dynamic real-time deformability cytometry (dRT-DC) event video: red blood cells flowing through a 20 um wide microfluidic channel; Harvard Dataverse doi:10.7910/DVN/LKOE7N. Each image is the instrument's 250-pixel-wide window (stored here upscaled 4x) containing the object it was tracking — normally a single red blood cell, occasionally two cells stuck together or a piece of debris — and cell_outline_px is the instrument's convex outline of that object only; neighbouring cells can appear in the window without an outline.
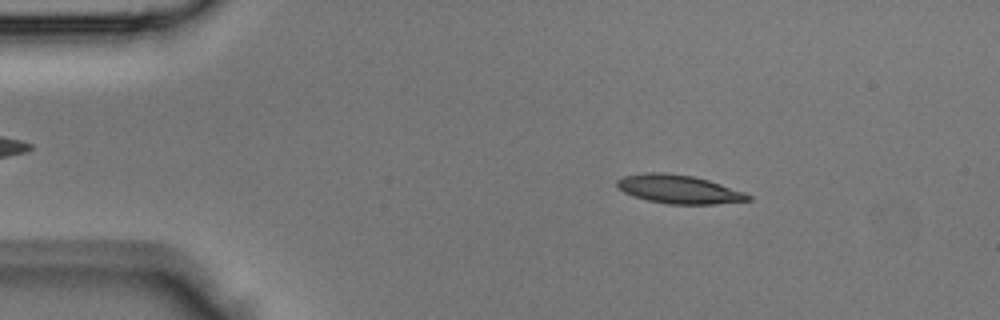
{"species": "Egyptian fruit bat (a non-hibernating species)", "species_latin": "Rousettus aegyptiacus", "temperature_condition": "room temperature", "stored_images_in_passage": 42, "camera_frame_rate_fps": 3000, "um_per_image_px": 0.085, "animal": {"sex": "male"}, "frame": {"image": 1, "passage_image": 6, "time_ms": 1.667, "image_size_px": [1000, 320], "cell_outline_px": [[752, 200], [716, 204], [668, 204], [648, 200], [632, 196], [616, 188], [616, 180], [624, 176], [644, 172], [664, 172], [692, 176], [708, 180], [744, 192], [752, 196]], "centroid_in_image_um": [57.67, 16.08], "position_along_channel_um": 27.3, "area_um2": 21.91}}
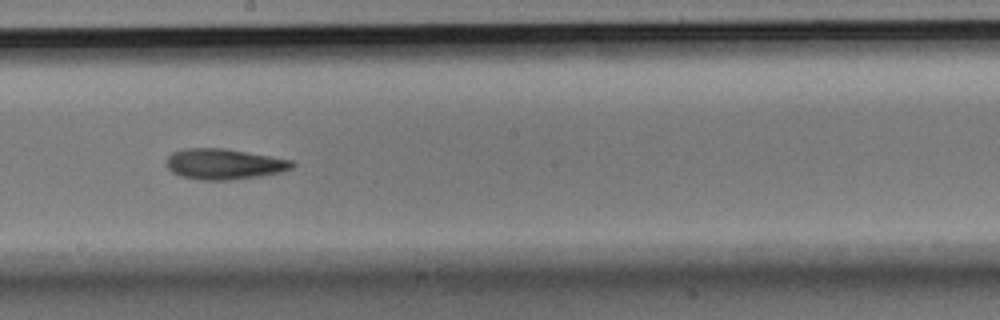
{"frame": {"image": 2, "passage_image": 23, "time_ms": 7.333, "image_size_px": [1000, 320], "cell_outline_px": [[296, 164], [292, 168], [280, 172], [260, 176], [228, 180], [200, 180], [180, 176], [172, 172], [168, 168], [168, 156], [172, 152], [184, 148], [224, 148], [292, 160]], "centroid_in_image_um": [19.04, 13.94], "position_along_channel_um": 229.2, "area_um2": 22.37}}
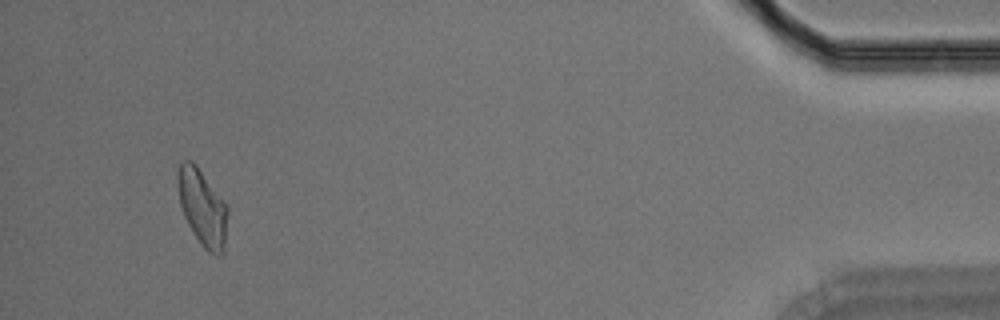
{"frame": {"image": 3, "passage_image": 40, "time_ms": 13.0, "image_size_px": [1000, 320], "cell_outline_px": [[228, 212], [224, 252], [220, 256], [216, 256], [208, 252], [200, 244], [192, 232], [184, 216], [180, 204], [176, 180], [176, 172], [180, 160], [192, 160], [196, 164], [228, 204]], "centroid_in_image_um": [17.2, 17.62], "position_along_channel_um": 418.0, "area_um2": 22.89}}